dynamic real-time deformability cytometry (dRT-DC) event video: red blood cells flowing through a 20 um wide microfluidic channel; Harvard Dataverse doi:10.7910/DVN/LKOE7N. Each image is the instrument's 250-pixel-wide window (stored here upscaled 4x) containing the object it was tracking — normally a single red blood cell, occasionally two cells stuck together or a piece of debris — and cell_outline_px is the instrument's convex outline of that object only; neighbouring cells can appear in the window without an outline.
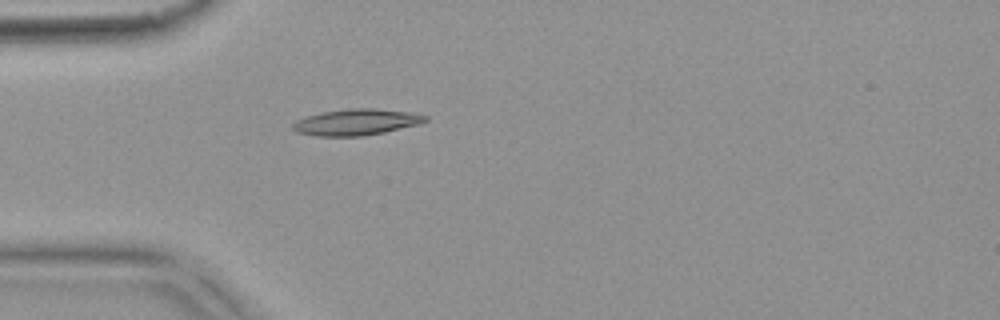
{"species": "common noctule bat (a hibernating species)", "species_latin": "Nyctalus noctula", "temperature_condition": "warm", "stored_images_in_passage": 5, "camera_frame_rate_fps": 3000, "um_per_image_px": 0.085, "animal": {"sex": "female", "body_mass_g": 18.4}, "frame": {"image": 1, "passage_image": 5, "time_ms": 1.333, "image_size_px": [1000, 320], "cell_outline_px": [[428, 120], [420, 124], [384, 132], [360, 136], [316, 136], [296, 132], [292, 128], [292, 124], [296, 120], [308, 116], [324, 112], [352, 108], [376, 108], [412, 112], [428, 116]], "centroid_in_image_um": [30.32, 10.38], "position_along_channel_um": 54.7, "area_um2": 20.23}}